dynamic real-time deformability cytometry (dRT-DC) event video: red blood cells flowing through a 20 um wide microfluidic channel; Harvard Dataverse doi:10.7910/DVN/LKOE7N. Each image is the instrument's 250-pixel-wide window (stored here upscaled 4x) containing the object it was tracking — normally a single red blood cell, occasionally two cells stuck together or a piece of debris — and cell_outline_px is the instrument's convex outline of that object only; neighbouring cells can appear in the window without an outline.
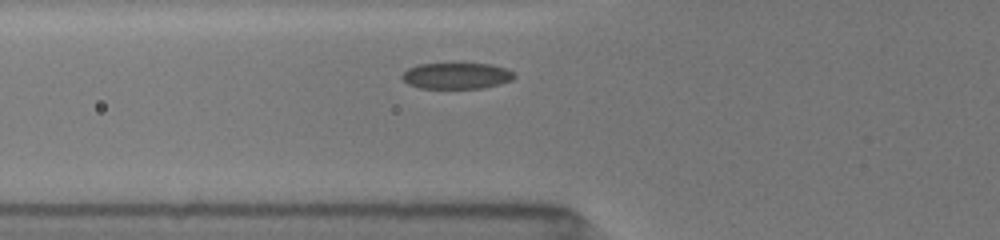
{"species": "common noctule bat (a hibernating species)", "species_latin": "Nyctalus noctula", "temperature_condition": "room temperature", "stored_images_in_passage": 39, "camera_frame_rate_fps": 3000, "um_per_image_px": 0.085, "animal": {"sex": "female", "body_mass_g": 19.5, "forearm_length_mm": 54.1}, "frame": {"image": 1, "passage_image": 4, "time_ms": 1.333, "image_size_px": [1000, 240], "cell_outline_px": [[516, 76], [512, 80], [500, 84], [484, 88], [420, 88], [408, 84], [400, 76], [408, 68], [420, 64], [452, 60], [492, 64], [504, 68], [512, 72]], "centroid_in_image_um": [38.8, 6.38], "position_along_channel_um": 87.0, "area_um2": 18.03}}
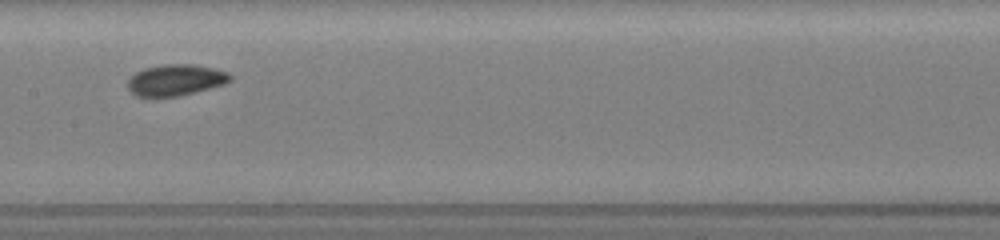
{"frame": {"image": 2, "passage_image": 10, "time_ms": 4.0, "image_size_px": [1000, 240], "cell_outline_px": [[232, 80], [224, 84], [176, 96], [136, 96], [128, 88], [128, 80], [136, 72], [144, 68], [164, 64], [192, 64], [212, 68], [228, 72], [232, 76]], "centroid_in_image_um": [14.93, 6.78], "position_along_channel_um": 192.5, "area_um2": 18.32}}
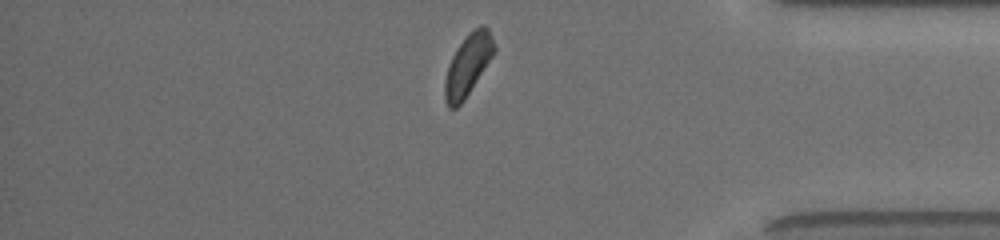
{"frame": {"image": 3, "passage_image": 27, "time_ms": 9.667, "image_size_px": [1000, 240], "cell_outline_px": [[496, 52], [464, 100], [456, 108], [448, 108], [444, 100], [444, 80], [452, 56], [456, 48], [468, 32], [472, 28], [480, 24], [484, 24], [488, 28], [492, 36], [496, 48]], "centroid_in_image_um": [39.78, 5.49], "position_along_channel_um": 395.4, "area_um2": 17.98}}